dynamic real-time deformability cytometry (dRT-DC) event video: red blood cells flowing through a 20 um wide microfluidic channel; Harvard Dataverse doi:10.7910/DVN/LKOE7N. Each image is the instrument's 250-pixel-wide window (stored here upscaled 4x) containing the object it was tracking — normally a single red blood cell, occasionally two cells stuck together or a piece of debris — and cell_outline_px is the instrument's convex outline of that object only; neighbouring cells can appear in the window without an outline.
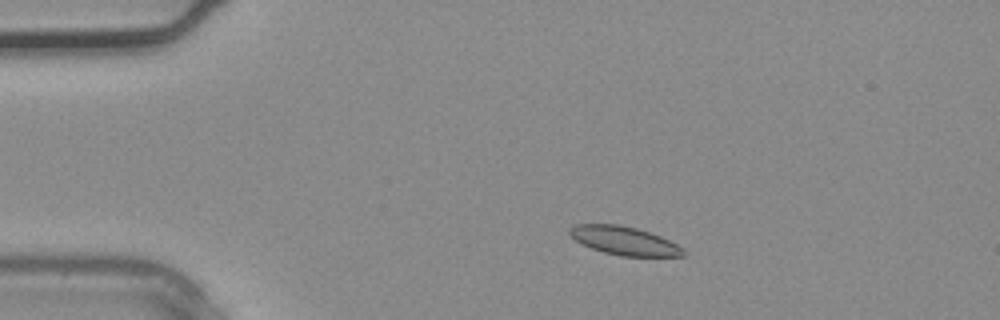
{"species": "common noctule bat (a hibernating species)", "species_latin": "Nyctalus noctula", "temperature_condition": "warm", "stored_images_in_passage": 3, "camera_frame_rate_fps": 3000, "um_per_image_px": 0.085, "animal": {"sex": "male", "body_mass_g": 20.4}, "frame": {"image": 1, "passage_image": 2, "time_ms": 0.333, "image_size_px": [1000, 320], "cell_outline_px": [[684, 256], [620, 256], [604, 252], [592, 248], [576, 240], [568, 232], [568, 228], [576, 224], [616, 224], [636, 228], [660, 236], [684, 248]], "centroid_in_image_um": [53.05, 20.46], "position_along_channel_um": 31.9, "area_um2": 18.61}}